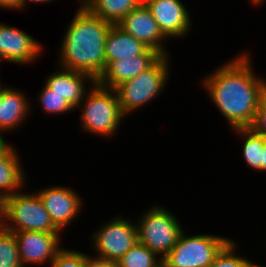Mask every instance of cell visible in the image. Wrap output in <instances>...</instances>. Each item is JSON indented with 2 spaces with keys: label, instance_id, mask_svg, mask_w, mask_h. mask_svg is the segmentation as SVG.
<instances>
[{
  "label": "cell",
  "instance_id": "6da1fadb",
  "mask_svg": "<svg viewBox=\"0 0 266 267\" xmlns=\"http://www.w3.org/2000/svg\"><path fill=\"white\" fill-rule=\"evenodd\" d=\"M248 54L221 65L203 80L232 129L252 126L260 100L266 94V80L255 77Z\"/></svg>",
  "mask_w": 266,
  "mask_h": 267
},
{
  "label": "cell",
  "instance_id": "7a4b0ae2",
  "mask_svg": "<svg viewBox=\"0 0 266 267\" xmlns=\"http://www.w3.org/2000/svg\"><path fill=\"white\" fill-rule=\"evenodd\" d=\"M60 49L61 67L90 75L95 81L106 68L105 39L113 24L80 5Z\"/></svg>",
  "mask_w": 266,
  "mask_h": 267
},
{
  "label": "cell",
  "instance_id": "3957f363",
  "mask_svg": "<svg viewBox=\"0 0 266 267\" xmlns=\"http://www.w3.org/2000/svg\"><path fill=\"white\" fill-rule=\"evenodd\" d=\"M0 224L12 232L42 231L59 233V229L54 225L37 193L15 192L13 195L4 198L3 216Z\"/></svg>",
  "mask_w": 266,
  "mask_h": 267
},
{
  "label": "cell",
  "instance_id": "277c9868",
  "mask_svg": "<svg viewBox=\"0 0 266 267\" xmlns=\"http://www.w3.org/2000/svg\"><path fill=\"white\" fill-rule=\"evenodd\" d=\"M84 98V109L81 114L84 130L93 135L112 136L118 130L121 120L125 118L115 89L103 87L95 82Z\"/></svg>",
  "mask_w": 266,
  "mask_h": 267
},
{
  "label": "cell",
  "instance_id": "5b68a950",
  "mask_svg": "<svg viewBox=\"0 0 266 267\" xmlns=\"http://www.w3.org/2000/svg\"><path fill=\"white\" fill-rule=\"evenodd\" d=\"M168 59V56H161L146 71L115 88L124 116L149 103L163 91L169 76Z\"/></svg>",
  "mask_w": 266,
  "mask_h": 267
},
{
  "label": "cell",
  "instance_id": "8992f818",
  "mask_svg": "<svg viewBox=\"0 0 266 267\" xmlns=\"http://www.w3.org/2000/svg\"><path fill=\"white\" fill-rule=\"evenodd\" d=\"M229 238L209 234H180L172 250L162 259L166 267H209L230 242Z\"/></svg>",
  "mask_w": 266,
  "mask_h": 267
},
{
  "label": "cell",
  "instance_id": "52a82bcc",
  "mask_svg": "<svg viewBox=\"0 0 266 267\" xmlns=\"http://www.w3.org/2000/svg\"><path fill=\"white\" fill-rule=\"evenodd\" d=\"M171 212L153 206L136 223L138 241L163 259L174 247L183 229Z\"/></svg>",
  "mask_w": 266,
  "mask_h": 267
},
{
  "label": "cell",
  "instance_id": "ba28073f",
  "mask_svg": "<svg viewBox=\"0 0 266 267\" xmlns=\"http://www.w3.org/2000/svg\"><path fill=\"white\" fill-rule=\"evenodd\" d=\"M128 220L114 217L93 234L97 257L116 262L138 241L137 225Z\"/></svg>",
  "mask_w": 266,
  "mask_h": 267
},
{
  "label": "cell",
  "instance_id": "9c48e42d",
  "mask_svg": "<svg viewBox=\"0 0 266 267\" xmlns=\"http://www.w3.org/2000/svg\"><path fill=\"white\" fill-rule=\"evenodd\" d=\"M14 235L23 267L26 263H36L37 265L49 262L51 264L57 253L62 249L60 233L20 231L14 232Z\"/></svg>",
  "mask_w": 266,
  "mask_h": 267
},
{
  "label": "cell",
  "instance_id": "30bf717a",
  "mask_svg": "<svg viewBox=\"0 0 266 267\" xmlns=\"http://www.w3.org/2000/svg\"><path fill=\"white\" fill-rule=\"evenodd\" d=\"M116 25L148 48L154 49L161 56L168 55L167 50L162 46L164 45L163 40H166L167 37L161 32L158 23L146 5L140 4Z\"/></svg>",
  "mask_w": 266,
  "mask_h": 267
},
{
  "label": "cell",
  "instance_id": "8fae6325",
  "mask_svg": "<svg viewBox=\"0 0 266 267\" xmlns=\"http://www.w3.org/2000/svg\"><path fill=\"white\" fill-rule=\"evenodd\" d=\"M37 194L60 231L68 226L81 210V197L70 187H48L38 191Z\"/></svg>",
  "mask_w": 266,
  "mask_h": 267
},
{
  "label": "cell",
  "instance_id": "7c38bea8",
  "mask_svg": "<svg viewBox=\"0 0 266 267\" xmlns=\"http://www.w3.org/2000/svg\"><path fill=\"white\" fill-rule=\"evenodd\" d=\"M41 47L23 30L0 24V61L3 59L22 65L33 62L40 56Z\"/></svg>",
  "mask_w": 266,
  "mask_h": 267
},
{
  "label": "cell",
  "instance_id": "4fadbf2b",
  "mask_svg": "<svg viewBox=\"0 0 266 267\" xmlns=\"http://www.w3.org/2000/svg\"><path fill=\"white\" fill-rule=\"evenodd\" d=\"M161 55L147 48L142 54L111 61L96 81L99 85L115 89L150 68Z\"/></svg>",
  "mask_w": 266,
  "mask_h": 267
},
{
  "label": "cell",
  "instance_id": "5bb4252c",
  "mask_svg": "<svg viewBox=\"0 0 266 267\" xmlns=\"http://www.w3.org/2000/svg\"><path fill=\"white\" fill-rule=\"evenodd\" d=\"M146 6L167 38L183 37L189 32L192 24L181 0H150Z\"/></svg>",
  "mask_w": 266,
  "mask_h": 267
},
{
  "label": "cell",
  "instance_id": "9a60e30c",
  "mask_svg": "<svg viewBox=\"0 0 266 267\" xmlns=\"http://www.w3.org/2000/svg\"><path fill=\"white\" fill-rule=\"evenodd\" d=\"M87 78V79H86ZM94 84L96 81L88 74L61 68L59 72H54L45 81V85L55 94L63 97L74 109L81 107L82 101L86 94L85 84ZM86 81V82H84Z\"/></svg>",
  "mask_w": 266,
  "mask_h": 267
},
{
  "label": "cell",
  "instance_id": "2e32d148",
  "mask_svg": "<svg viewBox=\"0 0 266 267\" xmlns=\"http://www.w3.org/2000/svg\"><path fill=\"white\" fill-rule=\"evenodd\" d=\"M30 109V103L24 93L3 87L0 99V132L10 131L19 126L30 113Z\"/></svg>",
  "mask_w": 266,
  "mask_h": 267
},
{
  "label": "cell",
  "instance_id": "e0dca14e",
  "mask_svg": "<svg viewBox=\"0 0 266 267\" xmlns=\"http://www.w3.org/2000/svg\"><path fill=\"white\" fill-rule=\"evenodd\" d=\"M17 149L9 144L0 149V196L4 199L17 192L25 183Z\"/></svg>",
  "mask_w": 266,
  "mask_h": 267
},
{
  "label": "cell",
  "instance_id": "ac0fdd59",
  "mask_svg": "<svg viewBox=\"0 0 266 267\" xmlns=\"http://www.w3.org/2000/svg\"><path fill=\"white\" fill-rule=\"evenodd\" d=\"M148 47L117 25H112L105 39L106 66L114 60L142 54Z\"/></svg>",
  "mask_w": 266,
  "mask_h": 267
},
{
  "label": "cell",
  "instance_id": "d6986e66",
  "mask_svg": "<svg viewBox=\"0 0 266 267\" xmlns=\"http://www.w3.org/2000/svg\"><path fill=\"white\" fill-rule=\"evenodd\" d=\"M82 5L92 14L116 25L140 3L137 0H85Z\"/></svg>",
  "mask_w": 266,
  "mask_h": 267
},
{
  "label": "cell",
  "instance_id": "ffe728a7",
  "mask_svg": "<svg viewBox=\"0 0 266 267\" xmlns=\"http://www.w3.org/2000/svg\"><path fill=\"white\" fill-rule=\"evenodd\" d=\"M245 141L243 144V157L246 163L255 170L262 171V156L265 139L255 132L251 127L234 128Z\"/></svg>",
  "mask_w": 266,
  "mask_h": 267
},
{
  "label": "cell",
  "instance_id": "44dd1931",
  "mask_svg": "<svg viewBox=\"0 0 266 267\" xmlns=\"http://www.w3.org/2000/svg\"><path fill=\"white\" fill-rule=\"evenodd\" d=\"M147 246L137 241L120 259L116 261L117 267H159L162 259Z\"/></svg>",
  "mask_w": 266,
  "mask_h": 267
},
{
  "label": "cell",
  "instance_id": "7402d4cb",
  "mask_svg": "<svg viewBox=\"0 0 266 267\" xmlns=\"http://www.w3.org/2000/svg\"><path fill=\"white\" fill-rule=\"evenodd\" d=\"M0 267H23L14 232L0 224Z\"/></svg>",
  "mask_w": 266,
  "mask_h": 267
},
{
  "label": "cell",
  "instance_id": "603a6c76",
  "mask_svg": "<svg viewBox=\"0 0 266 267\" xmlns=\"http://www.w3.org/2000/svg\"><path fill=\"white\" fill-rule=\"evenodd\" d=\"M236 244L230 241L221 252L215 257L213 263L209 267H261L254 262L236 255Z\"/></svg>",
  "mask_w": 266,
  "mask_h": 267
},
{
  "label": "cell",
  "instance_id": "cb8c5ba5",
  "mask_svg": "<svg viewBox=\"0 0 266 267\" xmlns=\"http://www.w3.org/2000/svg\"><path fill=\"white\" fill-rule=\"evenodd\" d=\"M39 100L41 101L42 109L48 113H56L58 115V113H67L74 109L63 97L53 93L46 85L40 92Z\"/></svg>",
  "mask_w": 266,
  "mask_h": 267
},
{
  "label": "cell",
  "instance_id": "d4e9b609",
  "mask_svg": "<svg viewBox=\"0 0 266 267\" xmlns=\"http://www.w3.org/2000/svg\"><path fill=\"white\" fill-rule=\"evenodd\" d=\"M87 257L75 250L61 249L51 262V267H85Z\"/></svg>",
  "mask_w": 266,
  "mask_h": 267
},
{
  "label": "cell",
  "instance_id": "484cf974",
  "mask_svg": "<svg viewBox=\"0 0 266 267\" xmlns=\"http://www.w3.org/2000/svg\"><path fill=\"white\" fill-rule=\"evenodd\" d=\"M251 128L266 140V94L260 100Z\"/></svg>",
  "mask_w": 266,
  "mask_h": 267
},
{
  "label": "cell",
  "instance_id": "4316f807",
  "mask_svg": "<svg viewBox=\"0 0 266 267\" xmlns=\"http://www.w3.org/2000/svg\"><path fill=\"white\" fill-rule=\"evenodd\" d=\"M85 267H117L116 262L102 259L99 257L88 256L85 261Z\"/></svg>",
  "mask_w": 266,
  "mask_h": 267
},
{
  "label": "cell",
  "instance_id": "83f0119b",
  "mask_svg": "<svg viewBox=\"0 0 266 267\" xmlns=\"http://www.w3.org/2000/svg\"><path fill=\"white\" fill-rule=\"evenodd\" d=\"M3 9H18V0H0V8Z\"/></svg>",
  "mask_w": 266,
  "mask_h": 267
},
{
  "label": "cell",
  "instance_id": "f1b7e54d",
  "mask_svg": "<svg viewBox=\"0 0 266 267\" xmlns=\"http://www.w3.org/2000/svg\"><path fill=\"white\" fill-rule=\"evenodd\" d=\"M28 1L29 0H18V10L25 8V6H26ZM30 1L36 2V3H38V2H40V3L43 2L44 3V2H49V1H52V0H30Z\"/></svg>",
  "mask_w": 266,
  "mask_h": 267
},
{
  "label": "cell",
  "instance_id": "f546056e",
  "mask_svg": "<svg viewBox=\"0 0 266 267\" xmlns=\"http://www.w3.org/2000/svg\"><path fill=\"white\" fill-rule=\"evenodd\" d=\"M265 170H266V140H265L263 156H262V171H265Z\"/></svg>",
  "mask_w": 266,
  "mask_h": 267
},
{
  "label": "cell",
  "instance_id": "4dcf8cb0",
  "mask_svg": "<svg viewBox=\"0 0 266 267\" xmlns=\"http://www.w3.org/2000/svg\"><path fill=\"white\" fill-rule=\"evenodd\" d=\"M3 216V198L0 196V221Z\"/></svg>",
  "mask_w": 266,
  "mask_h": 267
},
{
  "label": "cell",
  "instance_id": "1f68e13d",
  "mask_svg": "<svg viewBox=\"0 0 266 267\" xmlns=\"http://www.w3.org/2000/svg\"><path fill=\"white\" fill-rule=\"evenodd\" d=\"M8 142L6 143L5 140H3L2 134L0 132V149H2Z\"/></svg>",
  "mask_w": 266,
  "mask_h": 267
},
{
  "label": "cell",
  "instance_id": "d6a6232c",
  "mask_svg": "<svg viewBox=\"0 0 266 267\" xmlns=\"http://www.w3.org/2000/svg\"><path fill=\"white\" fill-rule=\"evenodd\" d=\"M252 2H253V4L257 5V4L263 3V0H251V3Z\"/></svg>",
  "mask_w": 266,
  "mask_h": 267
},
{
  "label": "cell",
  "instance_id": "836d02e7",
  "mask_svg": "<svg viewBox=\"0 0 266 267\" xmlns=\"http://www.w3.org/2000/svg\"><path fill=\"white\" fill-rule=\"evenodd\" d=\"M140 4L146 5L150 0H137Z\"/></svg>",
  "mask_w": 266,
  "mask_h": 267
},
{
  "label": "cell",
  "instance_id": "e575fe53",
  "mask_svg": "<svg viewBox=\"0 0 266 267\" xmlns=\"http://www.w3.org/2000/svg\"><path fill=\"white\" fill-rule=\"evenodd\" d=\"M1 96H2V86H0V99H1Z\"/></svg>",
  "mask_w": 266,
  "mask_h": 267
}]
</instances>
